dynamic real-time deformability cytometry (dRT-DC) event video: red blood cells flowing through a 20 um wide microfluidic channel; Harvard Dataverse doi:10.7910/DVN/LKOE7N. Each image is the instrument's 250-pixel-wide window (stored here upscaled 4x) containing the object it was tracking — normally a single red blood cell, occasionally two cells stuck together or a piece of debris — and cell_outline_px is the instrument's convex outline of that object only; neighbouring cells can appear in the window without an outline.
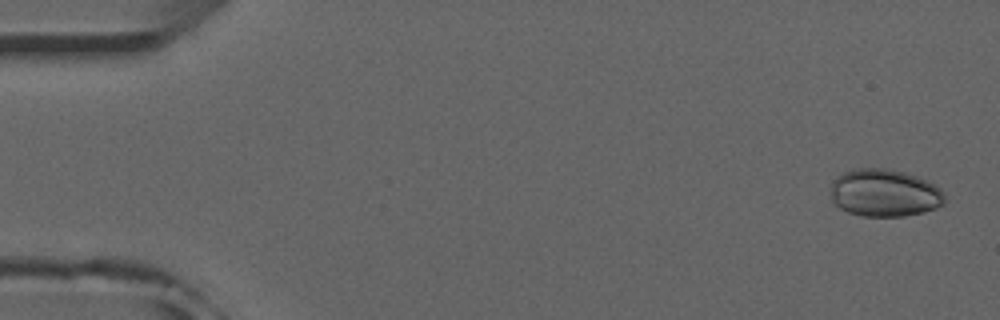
{"species": "common noctule bat (a hibernating species)", "species_latin": "Nyctalus noctula", "temperature_condition": "room temperature", "stored_images_in_passage": 52, "camera_frame_rate_fps": 3000, "um_per_image_px": 0.085, "animal": {"sex": "male", "forearm_length_mm": 52.5}, "frame": {"image": 1, "passage_image": 2, "time_ms": 0.333, "image_size_px": [1000, 320], "cell_outline_px": [[944, 204], [936, 208], [924, 212], [904, 216], [860, 216], [848, 212], [840, 208], [832, 200], [832, 180], [844, 172], [852, 168], [892, 168], [916, 176], [936, 184], [944, 192]], "centroid_in_image_um": [75.2, 16.39], "position_along_channel_um": 9.8, "area_um2": 31.85}}
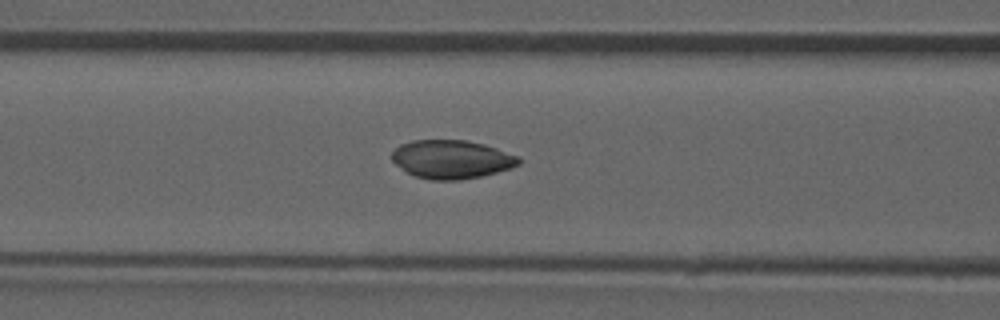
{"frame": {"image": 2, "passage_image": 21, "time_ms": 6.667, "image_size_px": [1000, 320], "cell_outline_px": [[520, 164], [512, 168], [480, 176], [460, 180], [432, 180], [412, 176], [396, 164], [392, 160], [392, 152], [400, 144], [412, 140], [464, 140], [484, 144], [520, 156]], "centroid_in_image_um": [38.39, 13.54], "position_along_channel_um": 128.2, "area_um2": 28.55}}
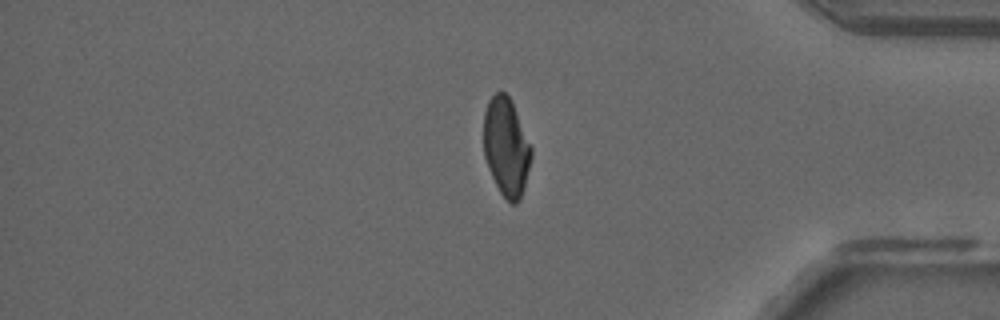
{"frame": {"image": 3, "passage_image": 43, "time_ms": 14.0, "image_size_px": [1000, 320], "cell_outline_px": [[532, 156], [524, 188], [520, 200], [516, 204], [512, 204], [500, 192], [488, 168], [484, 156], [484, 112], [488, 100], [500, 88], [508, 96], [512, 104], [532, 148]], "centroid_in_image_um": [43.02, 12.49], "position_along_channel_um": 392.2, "area_um2": 27.11}, "authors_computed_cell_mechanics": {"area_um2": 28.5243, "velocity_mm_per_s": 3.9531, "shape_relaxation_time_tau1_ms": 9.2882, "shape_relaxation_time_tau2_ms": 0.8712, "deformation_change_tau1": 0.0921, "deformation_change_tau2": 0.0373}}